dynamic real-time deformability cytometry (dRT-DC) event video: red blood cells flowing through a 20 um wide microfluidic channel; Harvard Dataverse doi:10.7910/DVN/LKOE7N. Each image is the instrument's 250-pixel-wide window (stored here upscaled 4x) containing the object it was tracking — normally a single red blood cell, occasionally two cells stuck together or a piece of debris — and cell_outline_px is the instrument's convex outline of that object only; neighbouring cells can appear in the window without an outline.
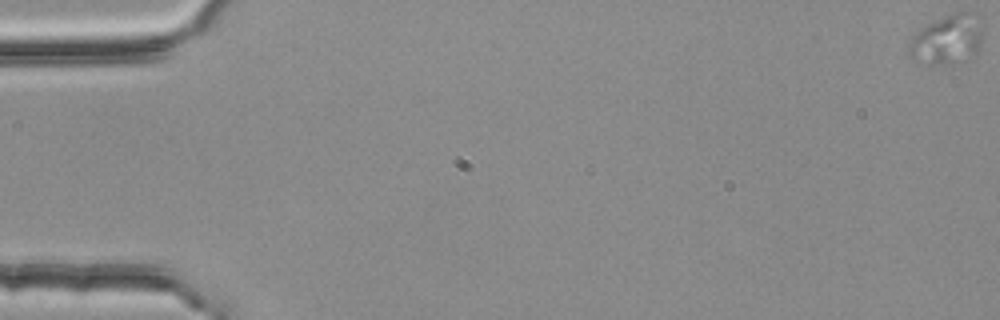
{"species": "common noctule bat (a hibernating species)", "species_latin": "Nyctalus noctula", "temperature_condition": "room temperature", "stored_images_in_passage": 4, "segment_of_instrument_passage": [1, 2], "camera_frame_rate_fps": 3000, "um_per_image_px": 0.085, "animal": {"sex": "female", "body_mass_g": 25.1}, "frame": {"image": 1, "passage_image": 1, "time_ms": 0.0, "image_size_px": [1000, 320], "cell_outline_px": [[980, 44], [976, 56], [968, 60], [944, 64], [920, 64], [908, 52], [908, 44], [912, 36], [920, 28], [952, 12], [968, 12], [980, 28]], "centroid_in_image_um": [80.44, 3.41], "position_along_channel_um": 4.6, "area_um2": 20.92}}